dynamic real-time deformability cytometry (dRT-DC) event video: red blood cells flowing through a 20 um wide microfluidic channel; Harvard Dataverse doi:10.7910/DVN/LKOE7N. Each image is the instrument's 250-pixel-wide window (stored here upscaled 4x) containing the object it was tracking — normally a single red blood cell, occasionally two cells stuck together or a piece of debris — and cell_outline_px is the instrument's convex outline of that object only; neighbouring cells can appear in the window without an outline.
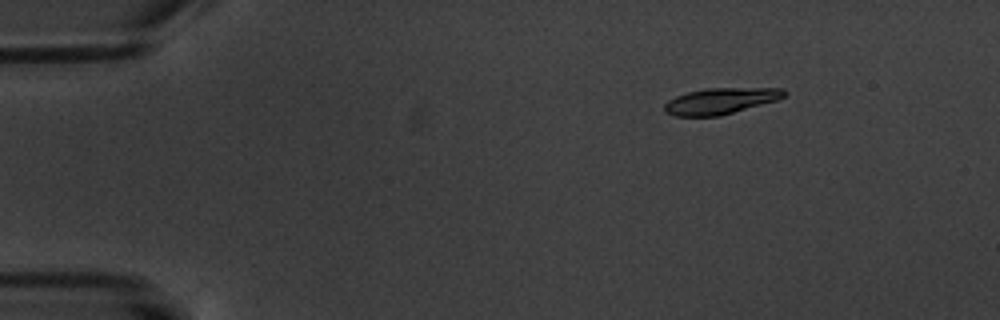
{"species": "common noctule bat (a hibernating species)", "species_latin": "Nyctalus noctula", "temperature_condition": "warm", "stored_images_in_passage": 8, "camera_frame_rate_fps": 3000, "um_per_image_px": 0.085, "animal": {"sex": "male", "body_mass_g": 20.1, "forearm_length_mm": 53.5}, "frame": {"image": 1, "passage_image": 3, "time_ms": 2.333, "image_size_px": [1000, 320], "cell_outline_px": [[788, 92], [784, 96], [776, 100], [720, 116], [676, 116], [664, 112], [664, 104], [668, 100], [676, 96], [688, 92], [708, 88], [784, 88]], "centroid_in_image_um": [61.24, 8.58], "position_along_channel_um": 23.8, "area_um2": 18.15}}
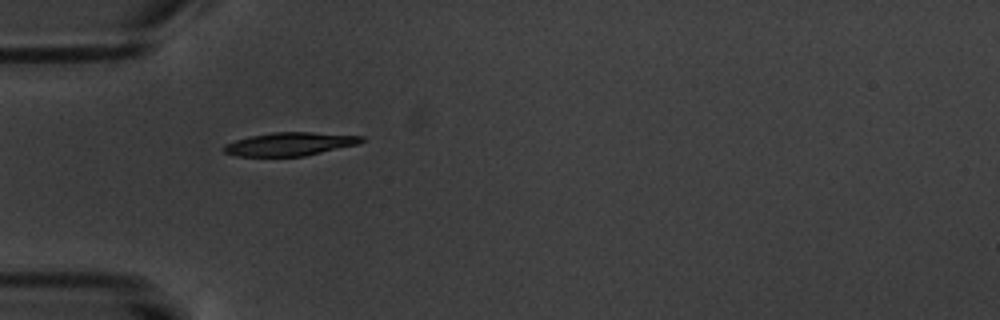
{"frame": {"image": 2, "passage_image": 6, "time_ms": 5.667, "image_size_px": [1000, 320], "cell_outline_px": [[364, 140], [356, 144], [304, 156], [236, 156], [224, 152], [220, 148], [224, 144], [248, 136], [272, 132], [312, 132], [364, 136]], "centroid_in_image_um": [24.56, 12.24], "position_along_channel_um": 60.4, "area_um2": 18.67}}